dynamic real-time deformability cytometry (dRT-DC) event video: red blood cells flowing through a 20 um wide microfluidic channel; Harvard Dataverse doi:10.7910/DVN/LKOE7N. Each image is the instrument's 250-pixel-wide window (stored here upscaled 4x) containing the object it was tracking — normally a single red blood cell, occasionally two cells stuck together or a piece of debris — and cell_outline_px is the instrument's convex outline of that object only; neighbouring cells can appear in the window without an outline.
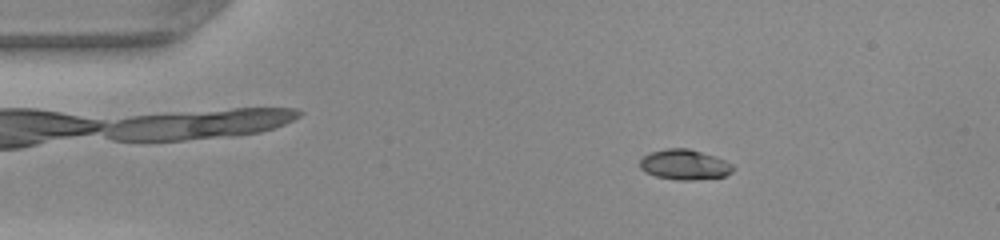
{"species": "common noctule bat (a hibernating species)", "species_latin": "Nyctalus noctula", "temperature_condition": "warm", "stored_images_in_passage": 50, "camera_frame_rate_fps": 3000, "um_per_image_px": 0.085, "animal": {"sex": "female", "body_mass_g": 22.0, "forearm_length_mm": 56.7}, "frame": {"image": 1, "passage_image": 9, "time_ms": 2.667, "image_size_px": [1000, 240], "cell_outline_px": [[736, 168], [732, 172], [724, 176], [692, 180], [680, 180], [656, 176], [644, 172], [640, 168], [640, 160], [648, 152], [664, 148], [688, 148], [716, 156], [732, 164]], "centroid_in_image_um": [58.18, 13.98], "position_along_channel_um": 26.8, "area_um2": 16.53}}
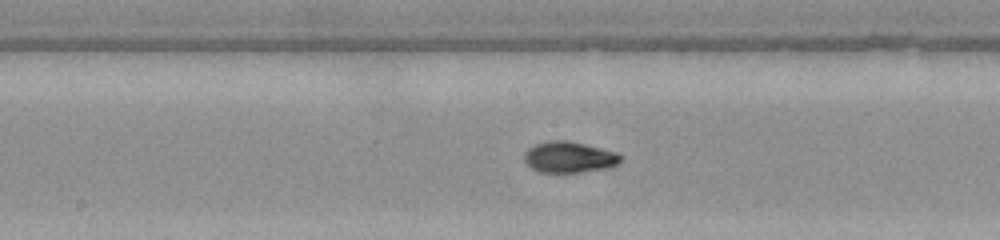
{"frame": {"image": 2, "passage_image": 26, "time_ms": 8.333, "image_size_px": [1000, 240], "cell_outline_px": [[624, 156], [616, 164], [608, 168], [580, 172], [540, 172], [532, 168], [524, 160], [524, 152], [528, 148], [536, 144], [552, 140], [564, 140], [584, 144], [616, 152]], "centroid_in_image_um": [48.37, 13.36], "position_along_channel_um": 199.8, "area_um2": 17.28}}
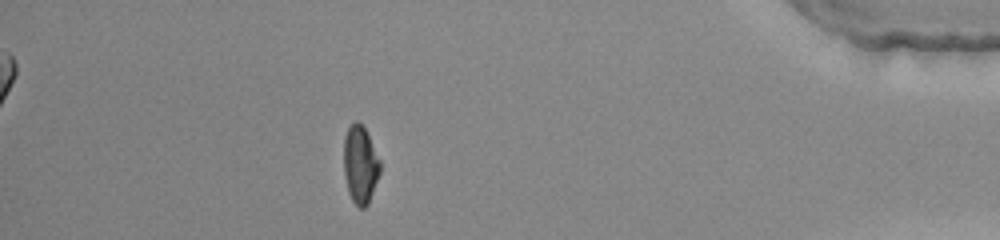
{"frame": {"image": 3, "passage_image": 44, "time_ms": 14.333, "image_size_px": [1000, 240], "cell_outline_px": [[380, 172], [368, 204], [364, 208], [360, 208], [352, 200], [348, 192], [344, 176], [344, 136], [348, 128], [356, 120], [364, 128], [380, 160]], "centroid_in_image_um": [30.61, 14.01], "position_along_channel_um": 404.6, "area_um2": 16.24}, "authors_computed_cell_mechanics": {"area_um2": 16.8198, "velocity_mm_per_s": 4.1974, "shape_relaxation_time_tau1_ms": 5.9575, "shape_relaxation_time_tau2_ms": null, "deformation_change_tau1": 0.2578, "deformation_change_tau2": null}}